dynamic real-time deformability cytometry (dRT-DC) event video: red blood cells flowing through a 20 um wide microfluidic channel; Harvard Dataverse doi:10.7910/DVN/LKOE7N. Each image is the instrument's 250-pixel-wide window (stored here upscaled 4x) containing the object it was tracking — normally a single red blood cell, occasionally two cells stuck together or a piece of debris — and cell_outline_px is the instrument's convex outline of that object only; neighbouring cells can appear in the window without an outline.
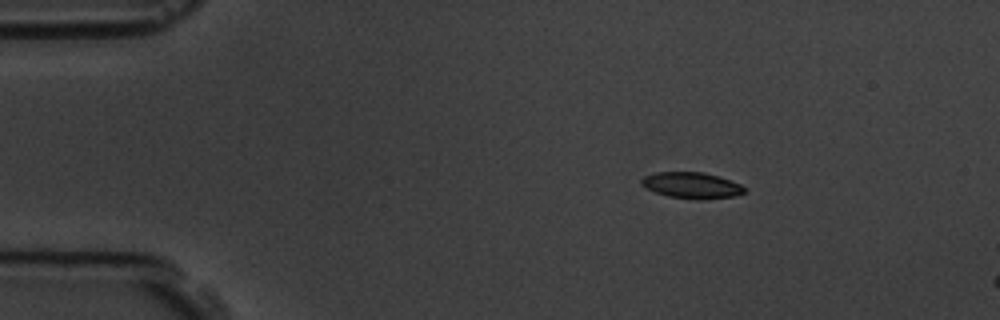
{"species": "common noctule bat (a hibernating species)", "species_latin": "Nyctalus noctula", "temperature_condition": "room temperature", "stored_images_in_passage": 3, "camera_frame_rate_fps": 3000, "um_per_image_px": 0.085, "animal": {"sex": "male", "body_mass_g": 19.5, "forearm_length_mm": 54.6}, "frame": {"image": 1, "passage_image": 2, "time_ms": 1.333, "image_size_px": [1000, 320], "cell_outline_px": [[748, 192], [736, 196], [700, 200], [668, 196], [656, 192], [640, 184], [640, 180], [644, 176], [656, 172], [704, 172], [740, 184]], "centroid_in_image_um": [58.8, 15.76], "position_along_channel_um": 26.2, "area_um2": 15.61}}